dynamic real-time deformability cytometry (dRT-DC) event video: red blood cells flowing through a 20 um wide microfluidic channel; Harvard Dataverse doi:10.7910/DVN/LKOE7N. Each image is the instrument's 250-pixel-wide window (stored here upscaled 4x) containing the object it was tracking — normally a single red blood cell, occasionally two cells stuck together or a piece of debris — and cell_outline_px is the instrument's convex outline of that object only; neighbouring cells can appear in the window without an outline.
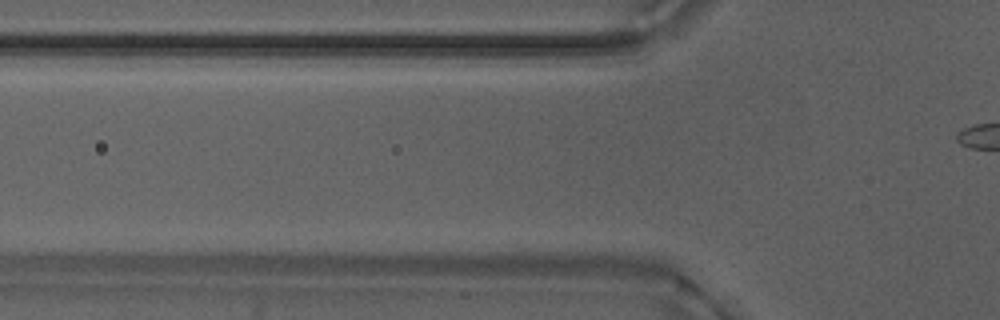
{"species": "Egyptian fruit bat (a non-hibernating species)", "species_latin": "Rousettus aegyptiacus", "temperature_condition": "warm", "stored_images_in_passage": 3, "camera_frame_rate_fps": 3000, "um_per_image_px": 0.085, "animal": {"sex": "male"}, "frame": {"image": 1, "passage_image": 3, "time_ms": 0.667, "image_size_px": [1000, 320], "cell_outline_px": [[664, 256], [648, 268], [552, 264], [508, 260], [524, 252], [644, 252]], "centroid_in_image_um": [50.3, 21.99], "position_along_channel_um": 75.5, "area_um2": 13.29}}